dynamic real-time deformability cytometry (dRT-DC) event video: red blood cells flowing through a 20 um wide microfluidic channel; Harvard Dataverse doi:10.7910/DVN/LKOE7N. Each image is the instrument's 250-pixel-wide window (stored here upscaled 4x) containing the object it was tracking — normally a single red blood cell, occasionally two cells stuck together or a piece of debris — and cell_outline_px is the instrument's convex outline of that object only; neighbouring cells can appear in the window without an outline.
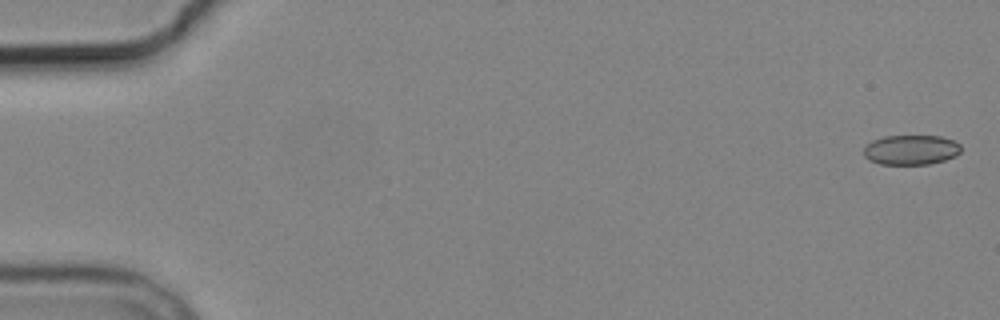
{"species": "common noctule bat (a hibernating species)", "species_latin": "Nyctalus noctula", "temperature_condition": "cold", "stored_images_in_passage": 5, "camera_frame_rate_fps": 3000, "um_per_image_px": 0.085, "animal": {"sex": "male", "body_mass_g": 19.2, "forearm_length_mm": 51.8}, "frame": {"image": 1, "passage_image": 1, "time_ms": 0.0, "image_size_px": [1000, 320], "cell_outline_px": [[960, 152], [956, 156], [944, 160], [928, 164], [880, 164], [868, 160], [864, 156], [864, 148], [872, 140], [884, 136], [940, 136], [952, 140], [960, 144]], "centroid_in_image_um": [77.42, 12.74], "position_along_channel_um": 7.6, "area_um2": 16.88}}
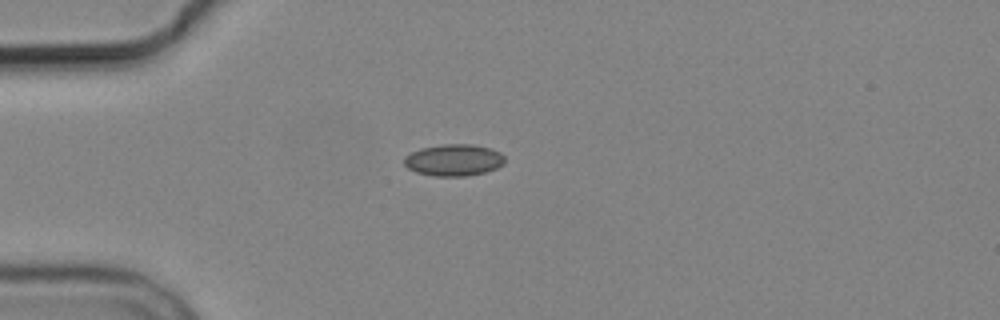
{"frame": {"image": 2, "passage_image": 5, "time_ms": 4.667, "image_size_px": [1000, 320], "cell_outline_px": [[504, 164], [496, 168], [484, 172], [464, 176], [436, 176], [416, 172], [408, 168], [404, 164], [404, 156], [420, 148], [444, 144], [472, 144], [492, 148], [500, 152], [504, 156]], "centroid_in_image_um": [38.57, 13.59], "position_along_channel_um": 46.4, "area_um2": 18.61}}